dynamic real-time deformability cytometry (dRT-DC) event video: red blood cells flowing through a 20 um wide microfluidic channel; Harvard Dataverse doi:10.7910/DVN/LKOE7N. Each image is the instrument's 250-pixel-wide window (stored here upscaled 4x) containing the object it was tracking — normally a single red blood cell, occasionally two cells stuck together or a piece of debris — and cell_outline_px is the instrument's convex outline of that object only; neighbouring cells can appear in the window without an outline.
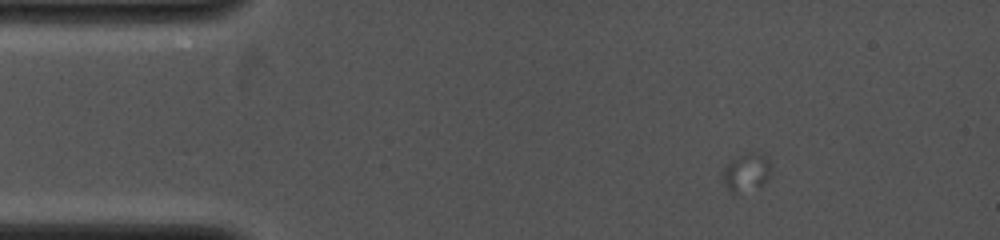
{"species": "common noctule bat (a hibernating species)", "species_latin": "Nyctalus noctula", "temperature_condition": "cold", "stored_images_in_passage": 7, "camera_frame_rate_fps": 4000, "um_per_image_px": 0.085, "animal": {"sex": "female", "body_mass_g": 19.0, "forearm_length_mm": 53.3}, "frame": {"image": 1, "passage_image": 2, "time_ms": 0.75, "image_size_px": [1000, 240], "cell_outline_px": [[768, 176], [760, 184], [736, 192], [732, 192], [724, 184], [724, 164], [728, 160], [744, 152], [756, 152], [768, 156]], "centroid_in_image_um": [63.38, 14.54], "position_along_channel_um": 21.6, "area_um2": 10.17}}